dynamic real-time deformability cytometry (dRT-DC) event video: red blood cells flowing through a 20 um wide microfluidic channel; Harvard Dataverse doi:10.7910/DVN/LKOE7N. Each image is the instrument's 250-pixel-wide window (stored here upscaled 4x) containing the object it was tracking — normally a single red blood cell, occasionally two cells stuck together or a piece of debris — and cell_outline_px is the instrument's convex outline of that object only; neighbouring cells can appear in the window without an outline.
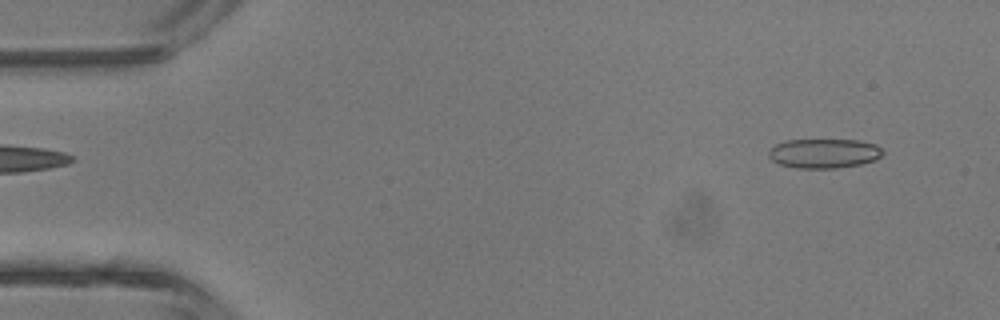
{"species": "common noctule bat (a hibernating species)", "species_latin": "Nyctalus noctula", "temperature_condition": "room temperature", "stored_images_in_passage": 2, "camera_frame_rate_fps": 3000, "um_per_image_px": 0.085, "animal": {"sex": "male", "body_mass_g": 13.3}, "frame": {"image": 1, "passage_image": 2, "time_ms": 1.333, "image_size_px": [1000, 320], "cell_outline_px": [[884, 152], [876, 160], [860, 164], [836, 168], [796, 168], [780, 164], [772, 160], [768, 156], [768, 152], [776, 144], [784, 140], [860, 140], [876, 144]], "centroid_in_image_um": [70.04, 13.03], "position_along_channel_um": 15.0, "area_um2": 19.59}}